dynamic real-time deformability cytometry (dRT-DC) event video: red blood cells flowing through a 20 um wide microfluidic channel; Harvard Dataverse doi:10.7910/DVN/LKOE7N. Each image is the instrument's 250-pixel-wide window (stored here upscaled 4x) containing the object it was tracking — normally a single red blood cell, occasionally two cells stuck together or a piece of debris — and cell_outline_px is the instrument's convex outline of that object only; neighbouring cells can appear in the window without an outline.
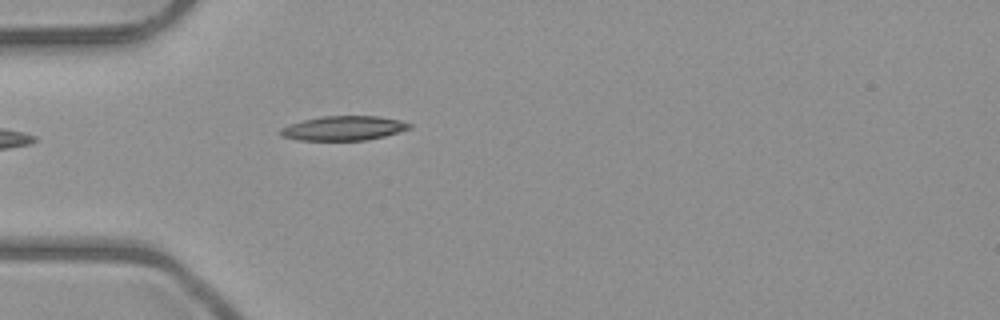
{"species": "common noctule bat (a hibernating species)", "species_latin": "Nyctalus noctula", "temperature_condition": "room temperature", "stored_images_in_passage": 1, "camera_frame_rate_fps": 3000, "um_per_image_px": 0.085, "animal": {"sex": "male", "body_mass_g": 23.1, "forearm_length_mm": 52.7}, "frame": {"image": 1, "passage_image": 1, "time_ms": 0.0, "image_size_px": [1000, 320], "cell_outline_px": [[412, 128], [384, 136], [364, 140], [300, 140], [280, 136], [276, 132], [280, 128], [288, 124], [320, 116], [380, 116], [400, 120], [412, 124]], "centroid_in_image_um": [29.17, 10.89], "position_along_channel_um": 55.8, "area_um2": 18.5}}